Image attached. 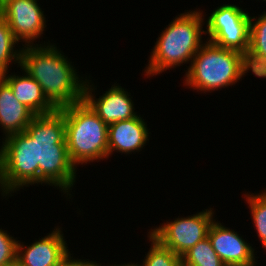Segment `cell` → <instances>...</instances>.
<instances>
[{
  "label": "cell",
  "mask_w": 266,
  "mask_h": 266,
  "mask_svg": "<svg viewBox=\"0 0 266 266\" xmlns=\"http://www.w3.org/2000/svg\"><path fill=\"white\" fill-rule=\"evenodd\" d=\"M25 132L33 139L34 184L59 187L70 196L77 168L68 155L63 112L35 115Z\"/></svg>",
  "instance_id": "obj_1"
},
{
  "label": "cell",
  "mask_w": 266,
  "mask_h": 266,
  "mask_svg": "<svg viewBox=\"0 0 266 266\" xmlns=\"http://www.w3.org/2000/svg\"><path fill=\"white\" fill-rule=\"evenodd\" d=\"M49 43L22 47L20 69L34 78L47 99L60 109L83 100L87 77L79 76L62 50Z\"/></svg>",
  "instance_id": "obj_2"
},
{
  "label": "cell",
  "mask_w": 266,
  "mask_h": 266,
  "mask_svg": "<svg viewBox=\"0 0 266 266\" xmlns=\"http://www.w3.org/2000/svg\"><path fill=\"white\" fill-rule=\"evenodd\" d=\"M203 11L194 10L176 16L164 28L157 39L149 57V62L144 70L145 75L157 76L160 73L176 68L181 64L189 63L201 48L205 34Z\"/></svg>",
  "instance_id": "obj_3"
},
{
  "label": "cell",
  "mask_w": 266,
  "mask_h": 266,
  "mask_svg": "<svg viewBox=\"0 0 266 266\" xmlns=\"http://www.w3.org/2000/svg\"><path fill=\"white\" fill-rule=\"evenodd\" d=\"M184 75V85L201 93L235 85L248 73L246 55L207 40Z\"/></svg>",
  "instance_id": "obj_4"
},
{
  "label": "cell",
  "mask_w": 266,
  "mask_h": 266,
  "mask_svg": "<svg viewBox=\"0 0 266 266\" xmlns=\"http://www.w3.org/2000/svg\"><path fill=\"white\" fill-rule=\"evenodd\" d=\"M68 155L76 166L108 159V125L84 101L60 108Z\"/></svg>",
  "instance_id": "obj_5"
},
{
  "label": "cell",
  "mask_w": 266,
  "mask_h": 266,
  "mask_svg": "<svg viewBox=\"0 0 266 266\" xmlns=\"http://www.w3.org/2000/svg\"><path fill=\"white\" fill-rule=\"evenodd\" d=\"M0 147V192L9 197L34 185L33 139L25 132L2 138Z\"/></svg>",
  "instance_id": "obj_6"
},
{
  "label": "cell",
  "mask_w": 266,
  "mask_h": 266,
  "mask_svg": "<svg viewBox=\"0 0 266 266\" xmlns=\"http://www.w3.org/2000/svg\"><path fill=\"white\" fill-rule=\"evenodd\" d=\"M234 4L215 8L206 20V40L246 55L250 43V14Z\"/></svg>",
  "instance_id": "obj_7"
},
{
  "label": "cell",
  "mask_w": 266,
  "mask_h": 266,
  "mask_svg": "<svg viewBox=\"0 0 266 266\" xmlns=\"http://www.w3.org/2000/svg\"><path fill=\"white\" fill-rule=\"evenodd\" d=\"M212 208L197 212L192 216L175 218L174 221H166L159 227L148 232L161 245L182 257L199 241L208 237L211 224L215 219Z\"/></svg>",
  "instance_id": "obj_8"
},
{
  "label": "cell",
  "mask_w": 266,
  "mask_h": 266,
  "mask_svg": "<svg viewBox=\"0 0 266 266\" xmlns=\"http://www.w3.org/2000/svg\"><path fill=\"white\" fill-rule=\"evenodd\" d=\"M37 0H7L0 6V15L8 23L15 39L23 46L35 45L46 27L44 11Z\"/></svg>",
  "instance_id": "obj_9"
},
{
  "label": "cell",
  "mask_w": 266,
  "mask_h": 266,
  "mask_svg": "<svg viewBox=\"0 0 266 266\" xmlns=\"http://www.w3.org/2000/svg\"><path fill=\"white\" fill-rule=\"evenodd\" d=\"M86 79L84 85L83 100L90 108L100 117L107 125L117 121L128 120L136 117L138 114L134 112V102L130 98L126 89L114 83L108 91H105L102 96L95 98V86ZM116 84V85H115ZM94 94H93V93ZM130 96V97H129Z\"/></svg>",
  "instance_id": "obj_10"
},
{
  "label": "cell",
  "mask_w": 266,
  "mask_h": 266,
  "mask_svg": "<svg viewBox=\"0 0 266 266\" xmlns=\"http://www.w3.org/2000/svg\"><path fill=\"white\" fill-rule=\"evenodd\" d=\"M208 238L214 251L226 266H256L257 257L253 245L216 219L210 226Z\"/></svg>",
  "instance_id": "obj_11"
},
{
  "label": "cell",
  "mask_w": 266,
  "mask_h": 266,
  "mask_svg": "<svg viewBox=\"0 0 266 266\" xmlns=\"http://www.w3.org/2000/svg\"><path fill=\"white\" fill-rule=\"evenodd\" d=\"M64 234L57 226L47 236L25 247L18 240L16 266H56L69 252Z\"/></svg>",
  "instance_id": "obj_12"
},
{
  "label": "cell",
  "mask_w": 266,
  "mask_h": 266,
  "mask_svg": "<svg viewBox=\"0 0 266 266\" xmlns=\"http://www.w3.org/2000/svg\"><path fill=\"white\" fill-rule=\"evenodd\" d=\"M145 122L141 115H137L108 125V158L117 151L123 154L140 152L150 137Z\"/></svg>",
  "instance_id": "obj_13"
},
{
  "label": "cell",
  "mask_w": 266,
  "mask_h": 266,
  "mask_svg": "<svg viewBox=\"0 0 266 266\" xmlns=\"http://www.w3.org/2000/svg\"><path fill=\"white\" fill-rule=\"evenodd\" d=\"M8 72L0 76L9 84L13 95L35 115L50 114L57 108L47 99L40 84L27 72L22 75H7Z\"/></svg>",
  "instance_id": "obj_14"
},
{
  "label": "cell",
  "mask_w": 266,
  "mask_h": 266,
  "mask_svg": "<svg viewBox=\"0 0 266 266\" xmlns=\"http://www.w3.org/2000/svg\"><path fill=\"white\" fill-rule=\"evenodd\" d=\"M35 114L20 103L9 84L0 76V126L6 138L26 130Z\"/></svg>",
  "instance_id": "obj_15"
},
{
  "label": "cell",
  "mask_w": 266,
  "mask_h": 266,
  "mask_svg": "<svg viewBox=\"0 0 266 266\" xmlns=\"http://www.w3.org/2000/svg\"><path fill=\"white\" fill-rule=\"evenodd\" d=\"M258 16V19L250 17V43L246 63L248 71H252L256 77L266 78V12Z\"/></svg>",
  "instance_id": "obj_16"
},
{
  "label": "cell",
  "mask_w": 266,
  "mask_h": 266,
  "mask_svg": "<svg viewBox=\"0 0 266 266\" xmlns=\"http://www.w3.org/2000/svg\"><path fill=\"white\" fill-rule=\"evenodd\" d=\"M17 43L19 42L15 39L8 23L0 15V75L9 72L10 63L15 62L20 66L22 48L18 50L15 47Z\"/></svg>",
  "instance_id": "obj_17"
},
{
  "label": "cell",
  "mask_w": 266,
  "mask_h": 266,
  "mask_svg": "<svg viewBox=\"0 0 266 266\" xmlns=\"http://www.w3.org/2000/svg\"><path fill=\"white\" fill-rule=\"evenodd\" d=\"M181 259L182 266H226L214 251L208 237L199 241Z\"/></svg>",
  "instance_id": "obj_18"
},
{
  "label": "cell",
  "mask_w": 266,
  "mask_h": 266,
  "mask_svg": "<svg viewBox=\"0 0 266 266\" xmlns=\"http://www.w3.org/2000/svg\"><path fill=\"white\" fill-rule=\"evenodd\" d=\"M256 194V195H255ZM245 193V201L249 204L253 225L257 231L262 247L266 249V189L261 193Z\"/></svg>",
  "instance_id": "obj_19"
},
{
  "label": "cell",
  "mask_w": 266,
  "mask_h": 266,
  "mask_svg": "<svg viewBox=\"0 0 266 266\" xmlns=\"http://www.w3.org/2000/svg\"><path fill=\"white\" fill-rule=\"evenodd\" d=\"M151 247L139 266H182V259L169 248L161 245L154 237L148 234Z\"/></svg>",
  "instance_id": "obj_20"
},
{
  "label": "cell",
  "mask_w": 266,
  "mask_h": 266,
  "mask_svg": "<svg viewBox=\"0 0 266 266\" xmlns=\"http://www.w3.org/2000/svg\"><path fill=\"white\" fill-rule=\"evenodd\" d=\"M17 244L18 241L7 230L0 229V266L16 265Z\"/></svg>",
  "instance_id": "obj_21"
},
{
  "label": "cell",
  "mask_w": 266,
  "mask_h": 266,
  "mask_svg": "<svg viewBox=\"0 0 266 266\" xmlns=\"http://www.w3.org/2000/svg\"><path fill=\"white\" fill-rule=\"evenodd\" d=\"M70 251L56 266H99L96 261H89V259H72ZM88 260V261H87Z\"/></svg>",
  "instance_id": "obj_22"
},
{
  "label": "cell",
  "mask_w": 266,
  "mask_h": 266,
  "mask_svg": "<svg viewBox=\"0 0 266 266\" xmlns=\"http://www.w3.org/2000/svg\"><path fill=\"white\" fill-rule=\"evenodd\" d=\"M99 266H103V265L99 263ZM111 266H113V265H111ZM114 266H139V264H137V263L135 264V263L131 262V263H127V264L124 263V264H121V265L114 264Z\"/></svg>",
  "instance_id": "obj_23"
},
{
  "label": "cell",
  "mask_w": 266,
  "mask_h": 266,
  "mask_svg": "<svg viewBox=\"0 0 266 266\" xmlns=\"http://www.w3.org/2000/svg\"><path fill=\"white\" fill-rule=\"evenodd\" d=\"M7 0H0V6Z\"/></svg>",
  "instance_id": "obj_24"
}]
</instances>
